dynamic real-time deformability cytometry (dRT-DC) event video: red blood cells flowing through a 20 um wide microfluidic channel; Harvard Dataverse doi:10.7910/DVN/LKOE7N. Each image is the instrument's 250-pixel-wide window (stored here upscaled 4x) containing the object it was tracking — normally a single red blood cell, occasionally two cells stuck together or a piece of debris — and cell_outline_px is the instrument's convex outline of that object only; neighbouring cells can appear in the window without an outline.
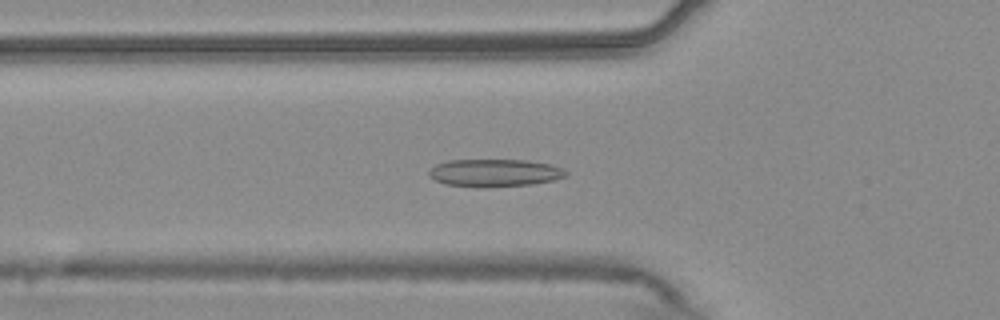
{"species": "common noctule bat (a hibernating species)", "species_latin": "Nyctalus noctula", "temperature_condition": "warm", "stored_images_in_passage": 55, "camera_frame_rate_fps": 3000, "um_per_image_px": 0.085, "animal": {"sex": "male", "body_mass_g": 20.4}, "frame": {"image": 1, "passage_image": 19, "time_ms": 6.0, "image_size_px": [1000, 320], "cell_outline_px": [[568, 176], [552, 180], [532, 184], [444, 184], [428, 176], [428, 172], [436, 164], [448, 160], [528, 160], [552, 164], [564, 168], [568, 172]], "centroid_in_image_um": [42.11, 14.63], "position_along_channel_um": 83.7, "area_um2": 21.04}}
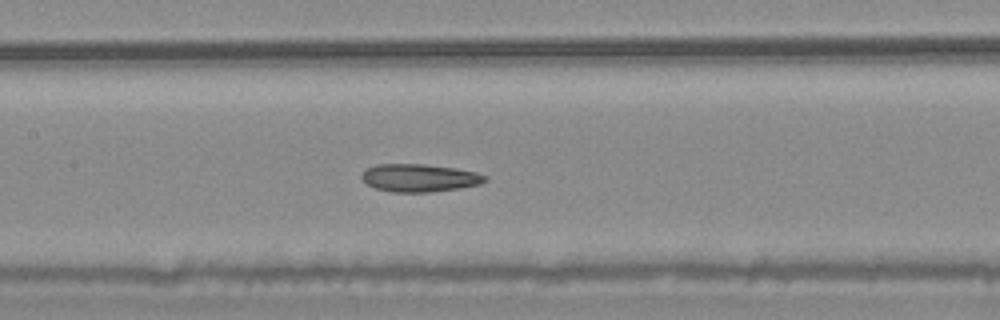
{"frame": {"image": 2, "passage_image": 26, "time_ms": 8.333, "image_size_px": [1000, 320], "cell_outline_px": [[488, 180], [480, 184], [460, 188], [432, 192], [392, 192], [376, 188], [368, 184], [360, 176], [368, 168], [376, 164], [424, 164], [456, 168], [476, 172], [488, 176]], "centroid_in_image_um": [35.7, 15.12], "position_along_channel_um": 171.7, "area_um2": 20.0}}
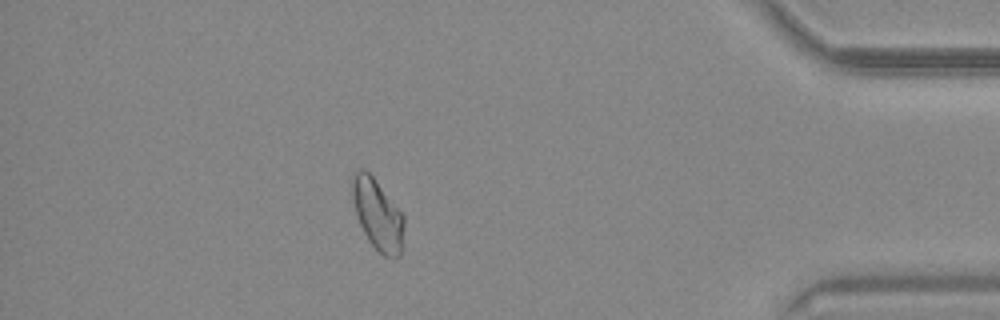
{"frame": {"image": 3, "passage_image": 48, "time_ms": 15.667, "image_size_px": [1000, 320], "cell_outline_px": [[404, 224], [400, 256], [396, 260], [384, 256], [368, 240], [360, 224], [356, 212], [352, 196], [352, 180], [356, 172], [360, 168], [364, 168], [372, 176], [404, 216]], "centroid_in_image_um": [32.11, 18.27], "position_along_channel_um": 403.1, "area_um2": 20.92}, "authors_computed_cell_mechanics": {"area_um2": 21.3282, "velocity_mm_per_s": 3.7324, "shape_relaxation_time_tau1_ms": null, "shape_relaxation_time_tau2_ms": 3.6983, "deformation_change_tau1": null, "deformation_change_tau2": 0.1066}}